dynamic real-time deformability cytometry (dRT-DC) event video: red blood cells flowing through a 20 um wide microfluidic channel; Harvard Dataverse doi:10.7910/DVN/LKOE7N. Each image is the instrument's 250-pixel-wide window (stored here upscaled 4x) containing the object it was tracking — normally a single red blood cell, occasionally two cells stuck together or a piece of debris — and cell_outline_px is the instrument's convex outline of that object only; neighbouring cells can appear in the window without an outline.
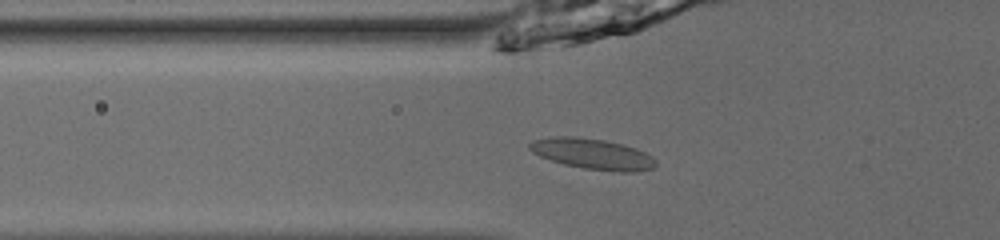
{"species": "common noctule bat (a hibernating species)", "species_latin": "Nyctalus noctula", "temperature_condition": "room temperature", "stored_images_in_passage": 53, "camera_frame_rate_fps": 3000, "um_per_image_px": 0.085, "animal": {"sex": "male", "body_mass_g": 13.0, "forearm_length_mm": 53.1}, "frame": {"image": 1, "passage_image": 21, "time_ms": 6.667, "image_size_px": [1000, 240], "cell_outline_px": [[656, 168], [636, 172], [616, 172], [584, 168], [564, 164], [540, 156], [532, 152], [528, 148], [528, 144], [532, 140], [552, 136], [576, 136], [604, 140], [624, 144], [636, 148], [652, 156], [656, 160]], "centroid_in_image_um": [50.39, 13.08], "position_along_channel_um": 75.4, "area_um2": 22.83}}
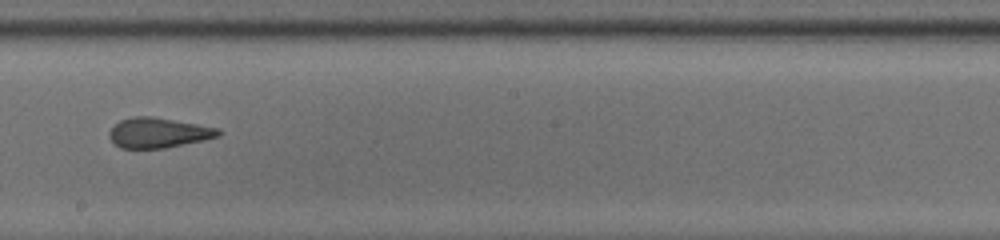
{"frame": {"image": 2, "passage_image": 33, "time_ms": 10.667, "image_size_px": [1000, 240], "cell_outline_px": [[224, 132], [220, 136], [204, 140], [164, 148], [120, 148], [108, 136], [108, 132], [120, 120], [132, 116], [152, 116], [220, 128]], "centroid_in_image_um": [13.5, 11.28], "position_along_channel_um": 234.7, "area_um2": 19.19}}
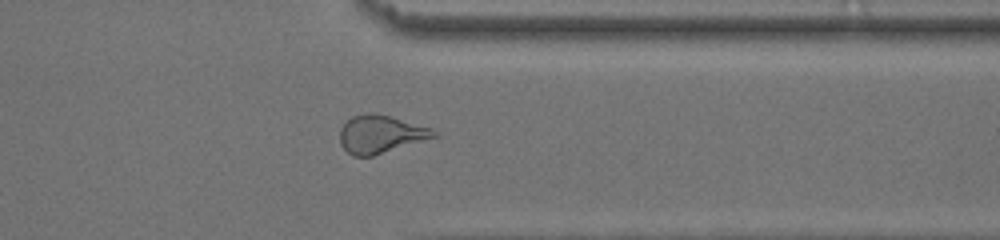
{"frame": {"image": 3, "passage_image": 44, "time_ms": 14.333, "image_size_px": [1000, 240], "cell_outline_px": [[440, 136], [372, 156], [352, 156], [340, 144], [340, 128], [352, 116], [368, 112], [376, 112], [392, 116], [432, 128], [440, 132]], "centroid_in_image_um": [32.4, 11.39], "position_along_channel_um": 379.0, "area_um2": 21.1}, "authors_computed_cell_mechanics": {"area_um2": 21.1548, "velocity_mm_per_s": 3.9519, "shape_relaxation_time_tau1_ms": null, "shape_relaxation_time_tau2_ms": 1.5887, "deformation_change_tau1": null, "deformation_change_tau2": 0.1023}}